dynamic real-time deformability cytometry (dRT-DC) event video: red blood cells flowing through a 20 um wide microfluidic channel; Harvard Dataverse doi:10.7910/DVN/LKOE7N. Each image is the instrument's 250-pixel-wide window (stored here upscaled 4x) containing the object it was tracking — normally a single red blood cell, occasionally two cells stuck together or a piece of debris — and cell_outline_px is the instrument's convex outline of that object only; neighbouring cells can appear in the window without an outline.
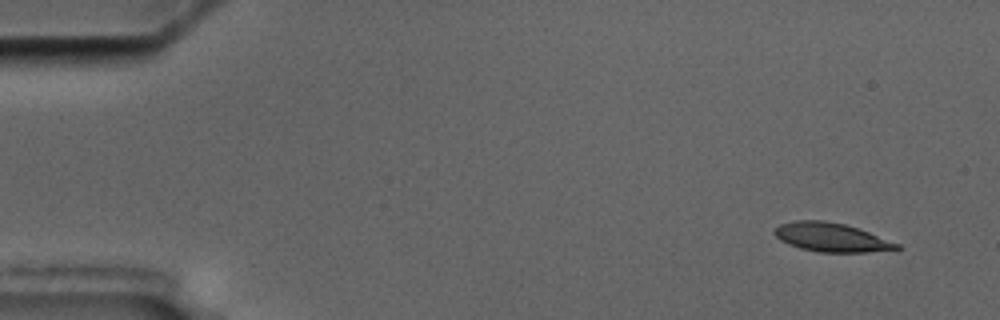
{"species": "common noctule bat (a hibernating species)", "species_latin": "Nyctalus noctula", "temperature_condition": "cold", "stored_images_in_passage": 12, "camera_frame_rate_fps": 3000, "um_per_image_px": 0.085, "animal": {"sex": "male", "body_mass_g": 17.5, "forearm_length_mm": 52.3}, "frame": {"image": 1, "passage_image": 1, "time_ms": 0.0, "image_size_px": [1000, 320], "cell_outline_px": [[900, 248], [864, 252], [820, 252], [800, 248], [788, 244], [780, 240], [772, 232], [780, 224], [792, 220], [824, 220], [844, 224], [860, 228], [900, 244]], "centroid_in_image_um": [70.63, 20.15], "position_along_channel_um": 14.4, "area_um2": 20.52}}
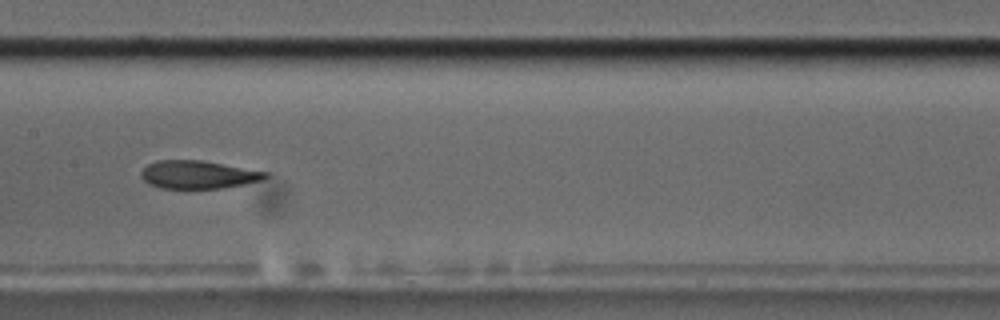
{"frame": {"image": 2, "passage_image": 7, "time_ms": 8.333, "image_size_px": [1000, 320], "cell_outline_px": [[268, 176], [264, 180], [224, 188], [160, 188], [148, 184], [140, 176], [140, 172], [148, 164], [156, 160], [200, 160], [268, 172]], "centroid_in_image_um": [16.83, 14.84], "position_along_channel_um": 190.6, "area_um2": 20.29}}
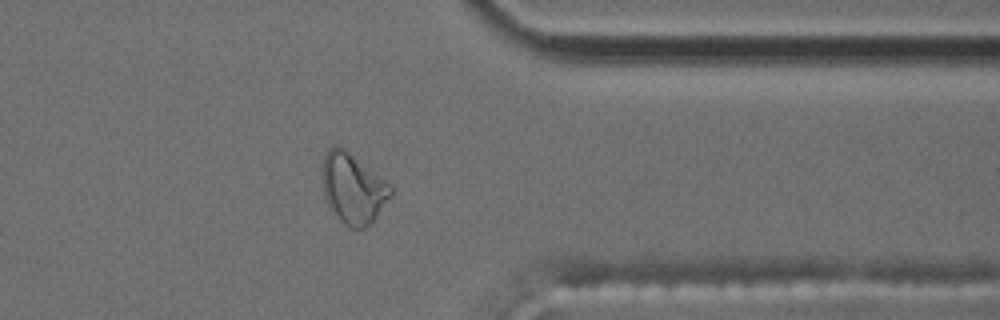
{"frame": {"image": 3, "passage_image": 12, "time_ms": 14.0, "image_size_px": [1000, 320], "cell_outline_px": [[392, 196], [372, 224], [364, 228], [352, 228], [344, 224], [340, 220], [328, 204], [324, 192], [324, 156], [328, 148], [336, 144], [344, 148], [392, 184]], "centroid_in_image_um": [30.07, 16.02], "position_along_channel_um": 381.3, "area_um2": 27.92}, "authors_computed_cell_mechanics": {"area_um2": 21.2126, "velocity_mm_per_s": 3.5125, "shape_relaxation_time_tau1_ms": 7.004, "shape_relaxation_time_tau2_ms": 2.86, "deformation_change_tau1": 0.2246, "deformation_change_tau2": 0.1117}}